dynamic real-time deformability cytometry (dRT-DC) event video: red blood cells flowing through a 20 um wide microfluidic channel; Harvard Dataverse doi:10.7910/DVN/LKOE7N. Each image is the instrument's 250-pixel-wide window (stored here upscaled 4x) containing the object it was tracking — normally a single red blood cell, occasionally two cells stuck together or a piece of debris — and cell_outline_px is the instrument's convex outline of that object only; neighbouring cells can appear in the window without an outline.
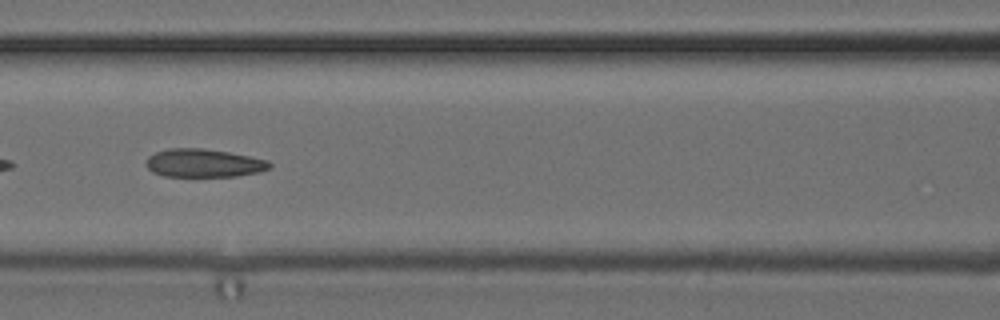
{"species": "common noctule bat (a hibernating species)", "species_latin": "Nyctalus noctula", "temperature_condition": "cold", "stored_images_in_passage": 52, "camera_frame_rate_fps": 3000, "um_per_image_px": 0.085, "animal": {"sex": "female", "body_mass_g": 24.6, "forearm_length_mm": 56.2}, "frame": {"image": 1, "passage_image": 23, "time_ms": 7.333, "image_size_px": [1000, 320], "cell_outline_px": [[272, 168], [260, 172], [236, 176], [164, 176], [152, 172], [144, 164], [148, 156], [156, 152], [168, 148], [204, 148], [228, 152], [268, 160], [272, 164]], "centroid_in_image_um": [17.31, 13.86], "position_along_channel_um": 149.3, "area_um2": 20.46}, "authors_computed_cell_mechanics": {"area_um2": 21.1837, "velocity_mm_per_s": 3.8812, "shape_relaxation_time_tau1_ms": null, "shape_relaxation_time_tau2_ms": 1.9845, "deformation_change_tau1": null, "deformation_change_tau2": 0.0842}}